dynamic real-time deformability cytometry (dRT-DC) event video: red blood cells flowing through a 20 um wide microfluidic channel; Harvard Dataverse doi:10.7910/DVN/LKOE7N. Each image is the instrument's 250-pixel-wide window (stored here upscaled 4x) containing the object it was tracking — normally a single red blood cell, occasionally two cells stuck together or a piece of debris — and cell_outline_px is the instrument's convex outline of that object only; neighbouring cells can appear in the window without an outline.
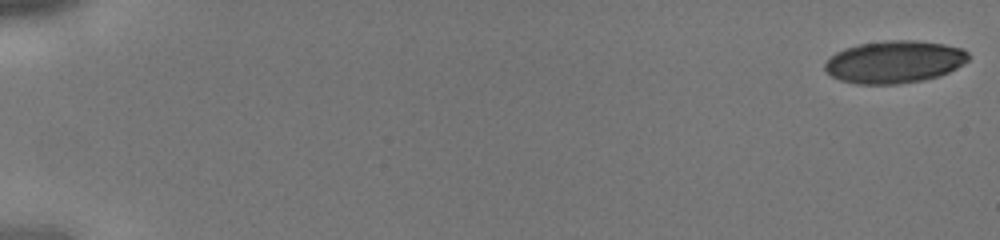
{"species": "human", "species_latin": "Homo sapiens", "temperature_condition": "cold", "stored_images_in_passage": 43, "camera_frame_rate_fps": 3000, "um_per_image_px": 0.085, "donor": {"sex": "male"}, "frame": {"image": 1, "passage_image": 1, "time_ms": 0.0, "image_size_px": [1000, 240], "cell_outline_px": [[968, 60], [956, 68], [940, 76], [924, 80], [896, 84], [856, 84], [840, 80], [832, 76], [824, 68], [824, 64], [836, 52], [844, 48], [860, 44], [884, 40], [916, 40], [944, 44], [960, 48], [968, 52]], "centroid_in_image_um": [76.02, 5.26], "position_along_channel_um": 9.0, "area_um2": 35.43}}
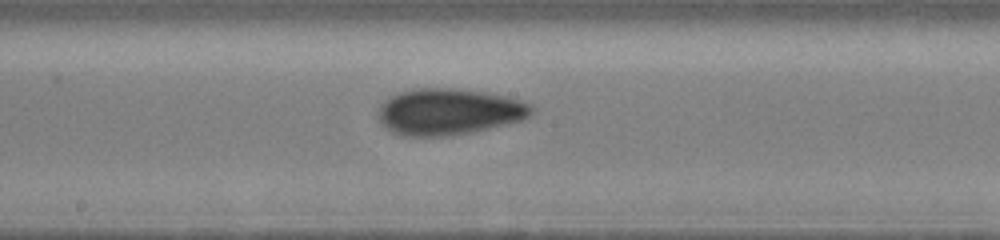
{"frame": {"image": 2, "passage_image": 25, "time_ms": 8.0, "image_size_px": [1000, 240], "cell_outline_px": [[536, 108], [528, 116], [520, 120], [472, 132], [448, 136], [404, 136], [392, 132], [380, 120], [380, 104], [388, 96], [400, 92], [416, 88], [456, 88], [504, 96], [520, 100], [532, 104]], "centroid_in_image_um": [38.15, 9.49], "position_along_channel_um": 210.1, "area_um2": 41.1}}
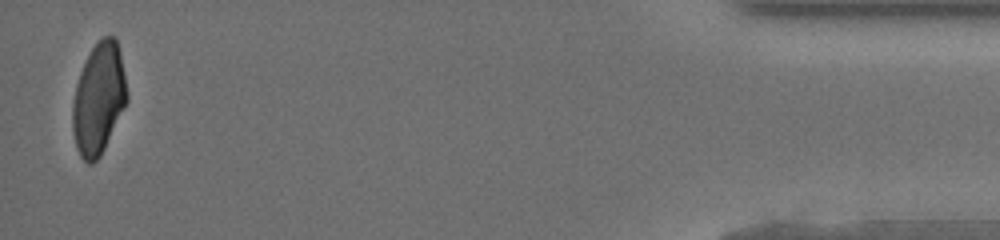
{"frame": {"image": 3, "passage_image": 43, "time_ms": 14.0, "image_size_px": [1000, 240], "cell_outline_px": [[128, 100], [100, 156], [92, 164], [88, 164], [80, 156], [76, 148], [72, 132], [72, 104], [76, 84], [80, 72], [92, 48], [104, 36], [116, 36], [120, 52], [128, 96]], "centroid_in_image_um": [8.37, 8.41], "position_along_channel_um": 426.8, "area_um2": 35.08}}